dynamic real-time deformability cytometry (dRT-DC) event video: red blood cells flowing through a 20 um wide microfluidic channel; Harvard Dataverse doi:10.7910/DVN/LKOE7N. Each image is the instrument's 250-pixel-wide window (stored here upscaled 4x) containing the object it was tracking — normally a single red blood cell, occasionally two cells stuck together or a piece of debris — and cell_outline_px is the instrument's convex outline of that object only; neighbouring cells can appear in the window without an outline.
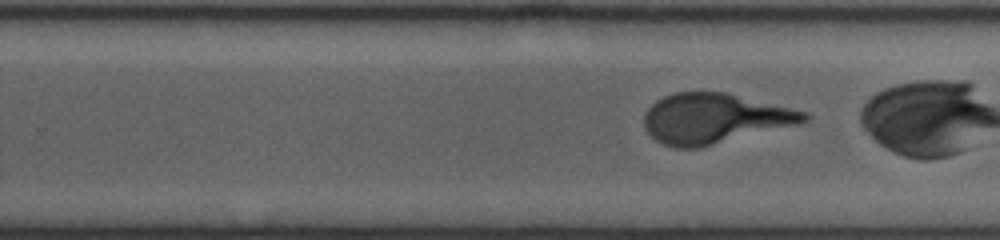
{"species": "human", "species_latin": "Homo sapiens", "temperature_condition": "warm", "stored_images_in_passage": 78, "camera_frame_rate_fps": 3000, "um_per_image_px": 0.085, "donor": {"sex": "male"}, "frame": {"image": 1, "passage_image": 62, "time_ms": 20.333, "image_size_px": [1000, 240], "cell_outline_px": [[812, 116], [808, 120], [796, 124], [700, 148], [676, 148], [664, 144], [656, 140], [648, 132], [644, 124], [644, 112], [656, 100], [672, 92], [728, 92], [808, 112]], "centroid_in_image_um": [60.72, 10.06], "position_along_channel_um": 269.1, "area_um2": 46.64}}